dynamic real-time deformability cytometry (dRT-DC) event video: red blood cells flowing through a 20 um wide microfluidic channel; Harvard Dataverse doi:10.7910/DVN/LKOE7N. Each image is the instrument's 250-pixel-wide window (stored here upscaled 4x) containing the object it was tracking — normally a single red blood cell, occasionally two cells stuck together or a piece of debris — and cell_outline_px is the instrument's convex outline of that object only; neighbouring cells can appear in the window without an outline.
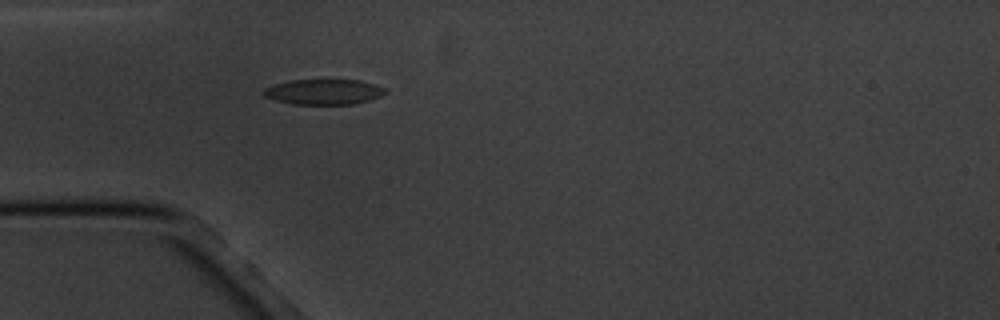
{"species": "common noctule bat (a hibernating species)", "species_latin": "Nyctalus noctula", "temperature_condition": "cold", "stored_images_in_passage": 5, "camera_frame_rate_fps": 3000, "um_per_image_px": 0.085, "animal": {"sex": "male", "body_mass_g": 20.1, "forearm_length_mm": 53.5}, "frame": {"image": 1, "passage_image": 5, "time_ms": 4.667, "image_size_px": [1000, 320], "cell_outline_px": [[388, 92], [380, 96], [356, 104], [292, 104], [272, 100], [264, 96], [260, 92], [264, 88], [272, 84], [288, 80], [360, 80], [376, 84], [384, 88]], "centroid_in_image_um": [27.46, 7.8], "position_along_channel_um": 57.5, "area_um2": 18.26}}